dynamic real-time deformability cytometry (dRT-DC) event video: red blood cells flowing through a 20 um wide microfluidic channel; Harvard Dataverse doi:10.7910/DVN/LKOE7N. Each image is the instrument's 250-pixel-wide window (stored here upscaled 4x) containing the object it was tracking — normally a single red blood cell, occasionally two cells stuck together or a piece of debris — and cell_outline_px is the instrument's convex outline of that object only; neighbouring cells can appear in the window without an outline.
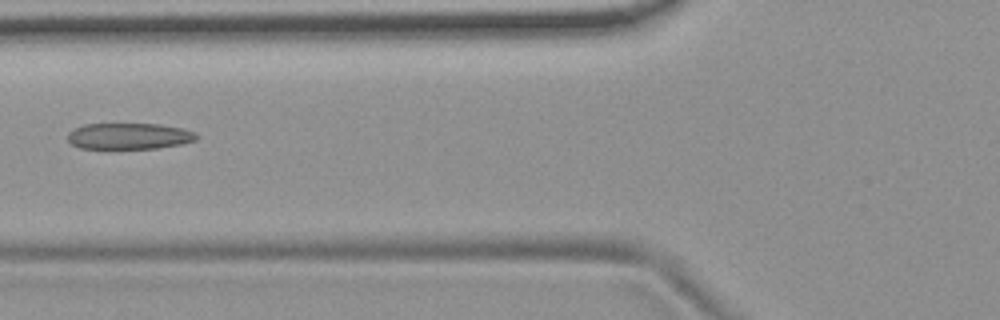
{"species": "common noctule bat (a hibernating species)", "species_latin": "Nyctalus noctula", "temperature_condition": "room temperature", "stored_images_in_passage": 7, "camera_frame_rate_fps": 3000, "um_per_image_px": 0.085, "animal": {"sex": "female", "body_mass_g": 19.9}, "frame": {"image": 1, "passage_image": 6, "time_ms": 1.667, "image_size_px": [1000, 320], "cell_outline_px": [[200, 136], [196, 140], [180, 144], [156, 148], [80, 148], [72, 144], [68, 140], [68, 132], [72, 128], [84, 124], [160, 124], [180, 128], [196, 132]], "centroid_in_image_um": [10.96, 11.56], "position_along_channel_um": 114.8, "area_um2": 19.65}}
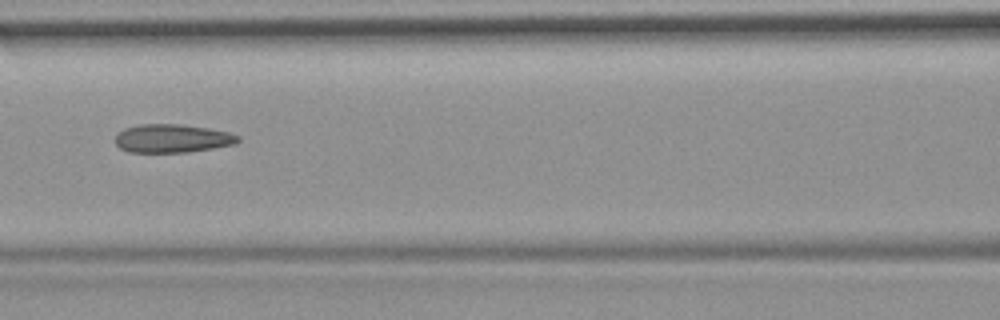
{"frame": {"image": 2, "passage_image": 7, "time_ms": 2.0, "image_size_px": [1000, 320], "cell_outline_px": [[240, 140], [236, 144], [188, 152], [128, 152], [120, 148], [116, 144], [116, 136], [124, 128], [140, 124], [180, 124], [208, 128], [228, 132], [240, 136]], "centroid_in_image_um": [14.66, 11.76], "position_along_channel_um": 151.9, "area_um2": 20.29}}